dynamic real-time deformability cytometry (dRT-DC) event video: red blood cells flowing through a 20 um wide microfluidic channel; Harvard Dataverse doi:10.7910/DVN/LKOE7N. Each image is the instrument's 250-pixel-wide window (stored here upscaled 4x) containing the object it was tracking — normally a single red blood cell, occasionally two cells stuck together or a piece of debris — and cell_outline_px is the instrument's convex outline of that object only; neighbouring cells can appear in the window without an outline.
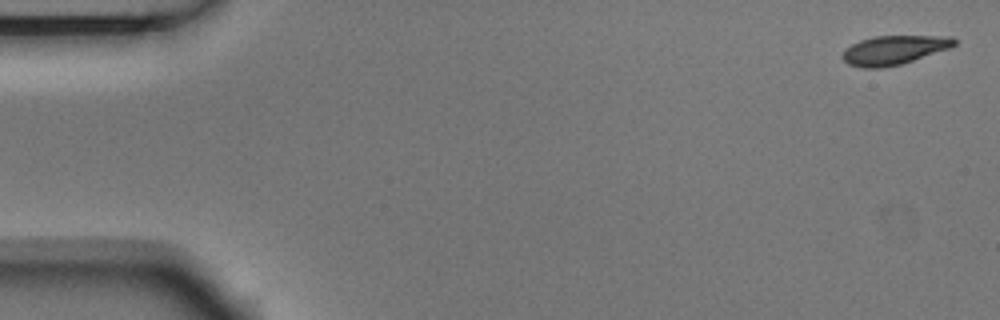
{"species": "Egyptian fruit bat (a non-hibernating species)", "species_latin": "Rousettus aegyptiacus", "temperature_condition": "room temperature", "stored_images_in_passage": 3, "camera_frame_rate_fps": 3000, "um_per_image_px": 0.085, "animal": {"sex": "male"}, "frame": {"image": 1, "passage_image": 1, "time_ms": 0.0, "image_size_px": [1000, 320], "cell_outline_px": [[956, 44], [952, 48], [900, 64], [884, 68], [860, 68], [848, 64], [840, 56], [852, 44], [860, 40], [872, 36], [952, 36], [956, 40]], "centroid_in_image_um": [76.01, 4.25], "position_along_channel_um": 9.0, "area_um2": 19.02}}